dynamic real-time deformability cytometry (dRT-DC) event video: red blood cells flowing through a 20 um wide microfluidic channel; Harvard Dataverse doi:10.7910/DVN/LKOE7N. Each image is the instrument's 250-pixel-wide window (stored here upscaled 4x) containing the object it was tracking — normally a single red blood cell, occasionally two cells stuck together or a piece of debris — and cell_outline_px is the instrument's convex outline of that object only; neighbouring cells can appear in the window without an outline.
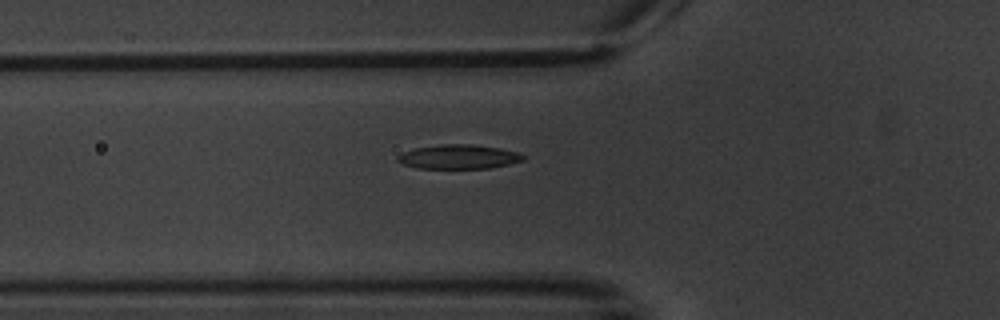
{"species": "common noctule bat (a hibernating species)", "species_latin": "Nyctalus noctula", "temperature_condition": "warm", "stored_images_in_passage": 7, "camera_frame_rate_fps": 3000, "um_per_image_px": 0.085, "animal": {"sex": "male", "body_mass_g": 20.1, "forearm_length_mm": 53.5}, "frame": {"image": 1, "passage_image": 7, "time_ms": 8.0, "image_size_px": [1000, 320], "cell_outline_px": [[524, 160], [508, 164], [488, 168], [416, 168], [404, 164], [396, 160], [396, 156], [404, 152], [416, 148], [440, 144], [472, 144], [500, 148], [520, 152], [524, 156]], "centroid_in_image_um": [38.99, 13.32], "position_along_channel_um": 86.8, "area_um2": 17.69}}